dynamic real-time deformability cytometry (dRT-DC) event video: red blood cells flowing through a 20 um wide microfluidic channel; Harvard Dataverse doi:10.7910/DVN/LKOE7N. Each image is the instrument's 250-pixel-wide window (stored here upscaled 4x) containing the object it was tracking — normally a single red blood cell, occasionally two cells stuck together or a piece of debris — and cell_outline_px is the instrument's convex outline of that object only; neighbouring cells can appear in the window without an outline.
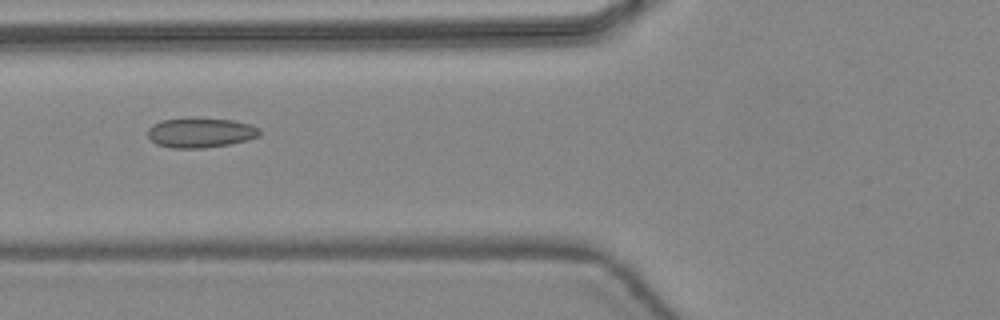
{"species": "common noctule bat (a hibernating species)", "species_latin": "Nyctalus noctula", "temperature_condition": "warm", "stored_images_in_passage": 6, "camera_frame_rate_fps": 3000, "um_per_image_px": 0.085, "animal": {"sex": "female", "body_mass_g": 24.6, "forearm_length_mm": 56.2}, "frame": {"image": 1, "passage_image": 6, "time_ms": 1.667, "image_size_px": [1000, 320], "cell_outline_px": [[260, 136], [248, 140], [228, 144], [200, 148], [172, 148], [156, 144], [148, 136], [148, 128], [152, 124], [160, 120], [232, 120], [252, 124], [260, 128]], "centroid_in_image_um": [17.07, 11.3], "position_along_channel_um": 108.7, "area_um2": 18.9}}